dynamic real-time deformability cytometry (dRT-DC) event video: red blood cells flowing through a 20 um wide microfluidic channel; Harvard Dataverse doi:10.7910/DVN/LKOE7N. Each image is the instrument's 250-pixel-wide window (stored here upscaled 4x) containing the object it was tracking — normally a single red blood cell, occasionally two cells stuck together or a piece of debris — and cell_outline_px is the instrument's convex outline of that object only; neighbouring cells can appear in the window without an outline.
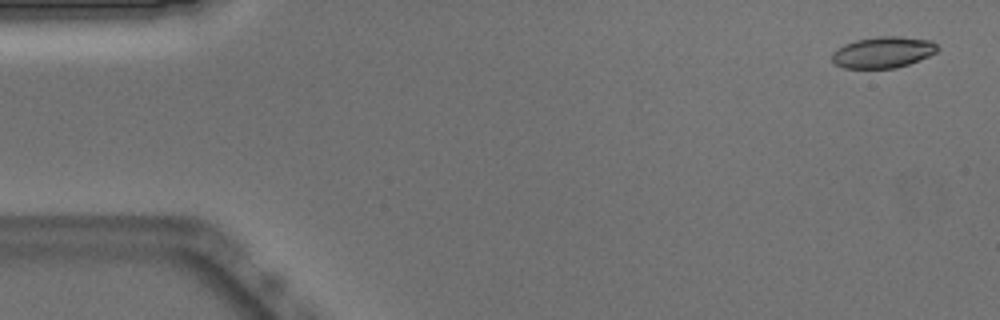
{"species": "Egyptian fruit bat (a non-hibernating species)", "species_latin": "Rousettus aegyptiacus", "temperature_condition": "warm", "stored_images_in_passage": 50, "camera_frame_rate_fps": 3000, "um_per_image_px": 0.085, "animal": {"sex": "male"}, "frame": {"image": 1, "passage_image": 1, "time_ms": 0.0, "image_size_px": [1000, 320], "cell_outline_px": [[940, 48], [936, 52], [928, 56], [908, 64], [896, 68], [844, 68], [836, 64], [832, 60], [832, 52], [836, 48], [844, 44], [856, 40], [880, 36], [900, 36], [932, 40]], "centroid_in_image_um": [75.06, 4.43], "position_along_channel_um": 9.9, "area_um2": 19.25}}
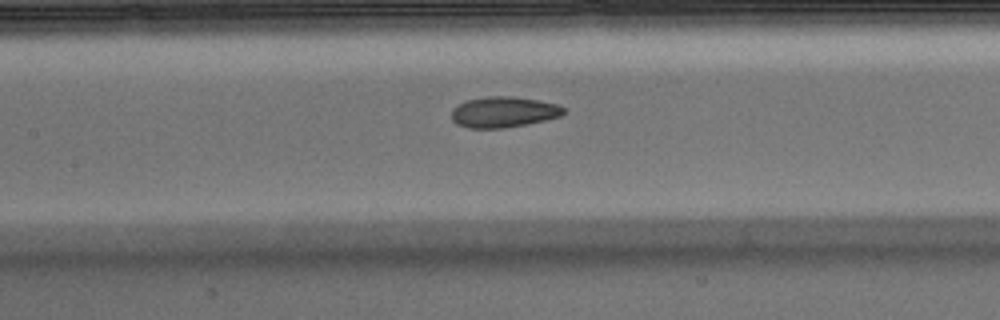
{"frame": {"image": 2, "passage_image": 22, "time_ms": 7.0, "image_size_px": [1000, 320], "cell_outline_px": [[564, 112], [560, 116], [528, 124], [504, 128], [468, 128], [456, 124], [452, 120], [452, 108], [456, 104], [468, 100], [488, 96], [512, 96], [536, 100], [556, 104], [564, 108]], "centroid_in_image_um": [42.75, 9.53], "position_along_channel_um": 164.6, "area_um2": 20.06}}
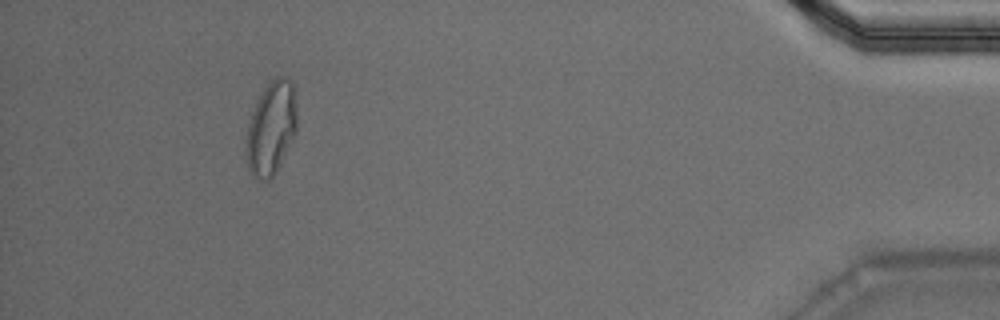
{"frame": {"image": 3, "passage_image": 46, "time_ms": 15.0, "image_size_px": [1000, 320], "cell_outline_px": [[296, 132], [276, 172], [268, 180], [260, 180], [252, 176], [248, 168], [244, 156], [244, 148], [248, 124], [252, 112], [264, 88], [276, 76], [284, 76], [292, 84], [296, 108]], "centroid_in_image_um": [23.01, 10.95], "position_along_channel_um": 412.2, "area_um2": 27.57}, "authors_computed_cell_mechanics": {"area_um2": 20.3456, "velocity_mm_per_s": 3.9008, "shape_relaxation_time_tau1_ms": null, "shape_relaxation_time_tau2_ms": 1.7989, "deformation_change_tau1": null, "deformation_change_tau2": 0.0808}}